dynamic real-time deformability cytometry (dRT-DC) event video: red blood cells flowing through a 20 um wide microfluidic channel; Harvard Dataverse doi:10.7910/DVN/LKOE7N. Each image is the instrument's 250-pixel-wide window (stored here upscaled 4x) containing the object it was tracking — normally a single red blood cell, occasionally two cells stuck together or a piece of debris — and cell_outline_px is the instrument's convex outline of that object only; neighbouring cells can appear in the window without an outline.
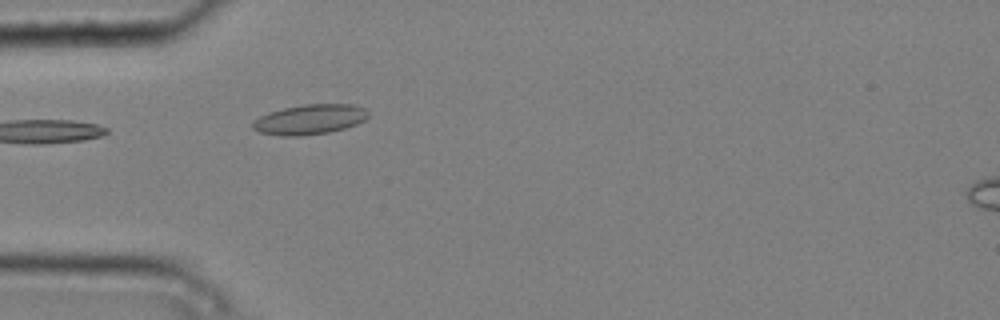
{"species": "common noctule bat (a hibernating species)", "species_latin": "Nyctalus noctula", "temperature_condition": "cold", "stored_images_in_passage": 3, "camera_frame_rate_fps": 3000, "um_per_image_px": 0.085, "animal": {"sex": "male", "body_mass_g": 20.4}, "frame": {"image": 1, "passage_image": 3, "time_ms": 0.667, "image_size_px": [1000, 320], "cell_outline_px": [[368, 116], [364, 120], [356, 124], [344, 128], [328, 132], [300, 136], [280, 136], [260, 132], [252, 128], [252, 120], [268, 112], [284, 108], [304, 104], [356, 104], [364, 108], [368, 112]], "centroid_in_image_um": [26.3, 10.14], "position_along_channel_um": 58.7, "area_um2": 20.23}}